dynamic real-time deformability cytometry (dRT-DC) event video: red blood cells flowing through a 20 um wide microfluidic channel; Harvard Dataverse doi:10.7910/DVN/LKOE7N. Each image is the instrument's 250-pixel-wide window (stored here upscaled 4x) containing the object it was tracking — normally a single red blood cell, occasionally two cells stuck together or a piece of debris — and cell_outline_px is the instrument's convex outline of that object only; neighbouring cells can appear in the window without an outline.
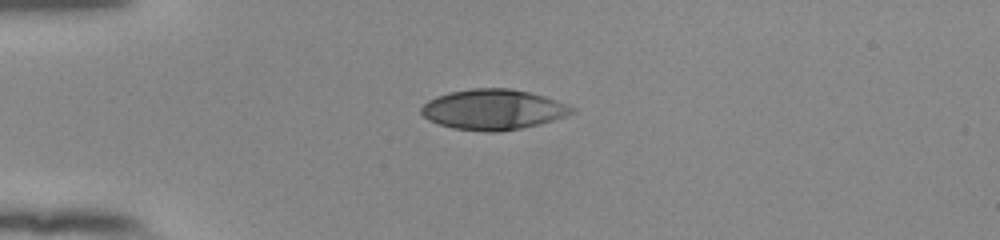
{"species": "human", "species_latin": "Homo sapiens", "temperature_condition": "room temperature", "stored_images_in_passage": 40, "camera_frame_rate_fps": 3000, "um_per_image_px": 0.085, "donor": {"sex": "female"}, "frame": {"image": 1, "passage_image": 1, "time_ms": 0.0, "image_size_px": [1000, 240], "cell_outline_px": [[576, 112], [540, 124], [520, 128], [496, 132], [488, 132], [452, 128], [428, 120], [420, 112], [420, 108], [428, 100], [436, 96], [448, 92], [472, 88], [512, 88], [544, 96], [576, 108]], "centroid_in_image_um": [41.89, 9.3], "position_along_channel_um": 43.1, "area_um2": 35.37}}
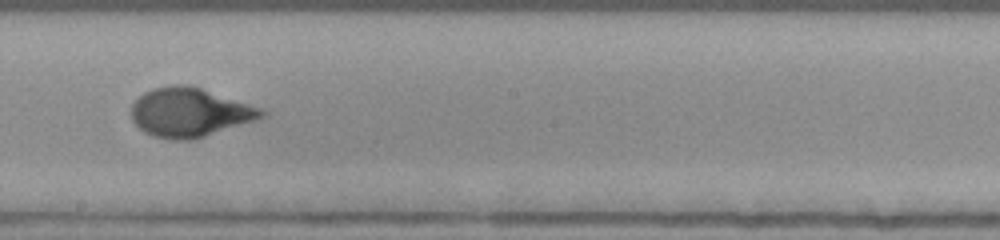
{"frame": {"image": 2, "passage_image": 18, "time_ms": 5.667, "image_size_px": [1000, 240], "cell_outline_px": [[268, 116], [256, 120], [192, 140], [172, 140], [152, 136], [144, 132], [132, 120], [132, 104], [144, 92], [152, 88], [172, 84], [188, 84], [264, 108], [268, 112]], "centroid_in_image_um": [16.16, 9.55], "position_along_channel_um": 232.0, "area_um2": 37.45}}
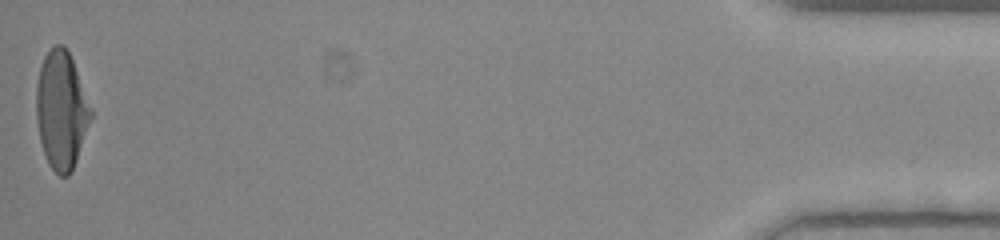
{"frame": {"image": 3, "passage_image": 40, "time_ms": 13.0, "image_size_px": [1000, 240], "cell_outline_px": [[92, 116], [72, 172], [68, 176], [60, 176], [48, 164], [40, 140], [36, 120], [36, 84], [40, 68], [44, 56], [52, 44], [64, 44], [72, 60], [92, 108]], "centroid_in_image_um": [5.2, 9.35], "position_along_channel_um": 430.0, "area_um2": 37.45}, "authors_computed_cell_mechanics": {"area_um2": 36.5296, "velocity_mm_per_s": 3.8977, "shape_relaxation_time_tau1_ms": 4.2063, "shape_relaxation_time_tau2_ms": null, "deformation_change_tau1": 0.2445, "deformation_change_tau2": null}}